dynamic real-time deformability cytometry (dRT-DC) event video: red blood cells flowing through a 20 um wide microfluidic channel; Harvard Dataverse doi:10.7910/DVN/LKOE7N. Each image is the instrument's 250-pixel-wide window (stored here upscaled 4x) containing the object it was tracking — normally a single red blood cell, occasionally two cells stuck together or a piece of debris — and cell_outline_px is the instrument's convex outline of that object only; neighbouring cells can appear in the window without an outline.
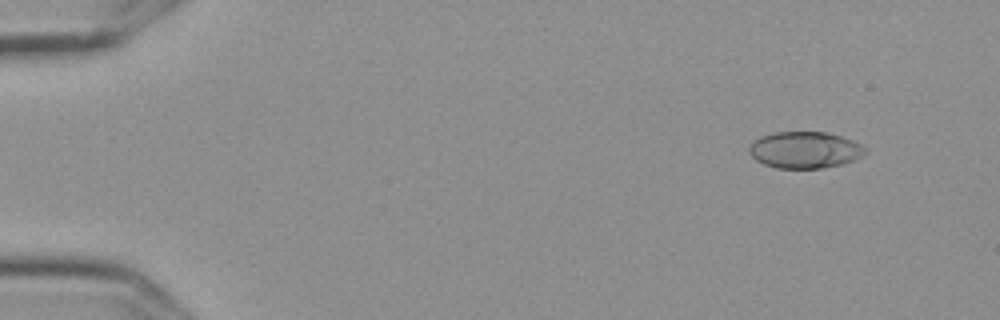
{"species": "Egyptian fruit bat (a non-hibernating species)", "species_latin": "Rousettus aegyptiacus", "temperature_condition": "cold", "stored_images_in_passage": 58, "camera_frame_rate_fps": 3000, "um_per_image_px": 0.085, "frame": {"image": 1, "passage_image": 6, "time_ms": 1.667, "image_size_px": [1000, 320], "cell_outline_px": [[868, 152], [864, 156], [856, 160], [844, 164], [820, 168], [776, 168], [764, 164], [756, 160], [748, 152], [748, 148], [752, 140], [760, 136], [772, 132], [824, 132], [840, 136], [852, 140], [868, 148]], "centroid_in_image_um": [68.42, 12.74], "position_along_channel_um": 16.6, "area_um2": 25.14}}
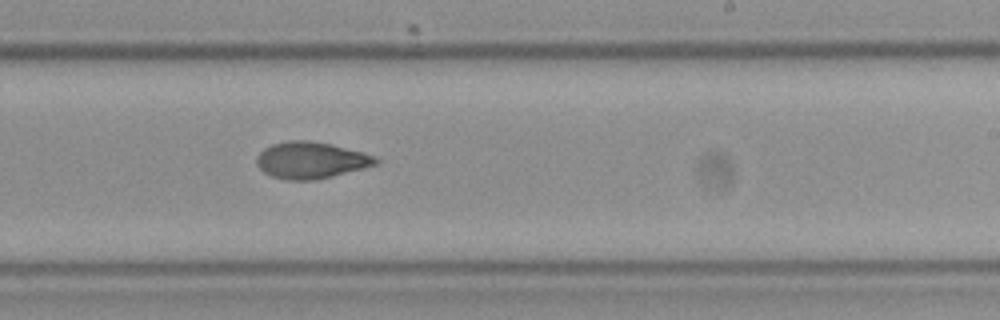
{"frame": {"image": 2, "passage_image": 36, "time_ms": 11.667, "image_size_px": [1000, 320], "cell_outline_px": [[380, 160], [376, 164], [312, 180], [288, 180], [272, 176], [264, 172], [256, 164], [256, 156], [264, 148], [272, 144], [288, 140], [312, 140], [332, 144], [376, 156]], "centroid_in_image_um": [26.37, 13.59], "position_along_channel_um": 262.6, "area_um2": 25.09}}
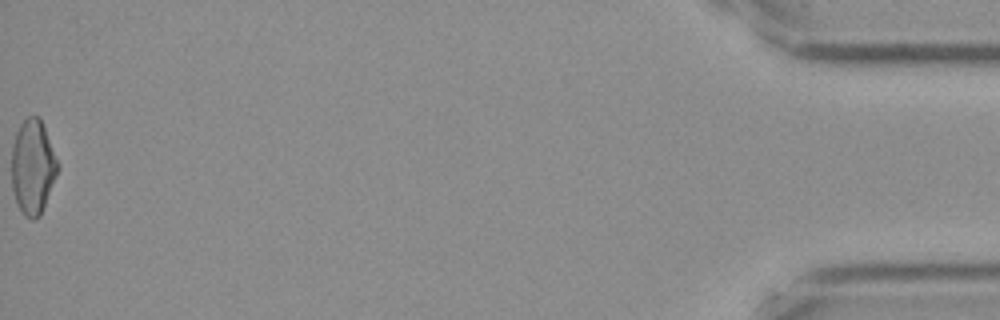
{"frame": {"image": 3, "passage_image": 58, "time_ms": 19.0, "image_size_px": [1000, 320], "cell_outline_px": [[60, 164], [56, 176], [40, 216], [32, 220], [24, 216], [16, 200], [12, 188], [12, 144], [16, 132], [20, 124], [28, 116], [40, 116]], "centroid_in_image_um": [2.8, 14.16], "position_along_channel_um": 432.4, "area_um2": 25.49}, "authors_computed_cell_mechanics": {"area_um2": 25.143, "velocity_mm_per_s": 3.5956, "shape_relaxation_time_tau1_ms": 8.9684, "shape_relaxation_time_tau2_ms": 2.7035, "deformation_change_tau1": 0.2005, "deformation_change_tau2": 0.0627}}